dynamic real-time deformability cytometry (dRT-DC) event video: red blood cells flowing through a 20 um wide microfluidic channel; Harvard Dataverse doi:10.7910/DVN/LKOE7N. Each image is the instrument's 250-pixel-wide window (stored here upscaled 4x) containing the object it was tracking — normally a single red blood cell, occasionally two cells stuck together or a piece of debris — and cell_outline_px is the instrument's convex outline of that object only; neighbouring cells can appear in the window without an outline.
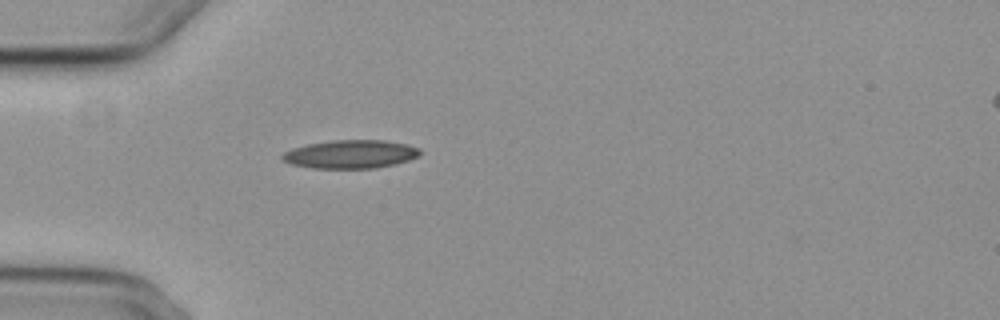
{"species": "common noctule bat (a hibernating species)", "species_latin": "Nyctalus noctula", "temperature_condition": "cold", "stored_images_in_passage": 4, "camera_frame_rate_fps": 3000, "um_per_image_px": 0.085, "animal": {"sex": "female", "body_mass_g": 29.2, "forearm_length_mm": 56.3}, "frame": {"image": 1, "passage_image": 4, "time_ms": 3.667, "image_size_px": [1000, 320], "cell_outline_px": [[420, 152], [416, 156], [408, 160], [396, 164], [376, 168], [312, 168], [292, 164], [284, 160], [280, 156], [284, 152], [292, 148], [308, 144], [332, 140], [384, 140], [408, 144], [420, 148]], "centroid_in_image_um": [29.8, 13.1], "position_along_channel_um": 55.2, "area_um2": 22.72}}